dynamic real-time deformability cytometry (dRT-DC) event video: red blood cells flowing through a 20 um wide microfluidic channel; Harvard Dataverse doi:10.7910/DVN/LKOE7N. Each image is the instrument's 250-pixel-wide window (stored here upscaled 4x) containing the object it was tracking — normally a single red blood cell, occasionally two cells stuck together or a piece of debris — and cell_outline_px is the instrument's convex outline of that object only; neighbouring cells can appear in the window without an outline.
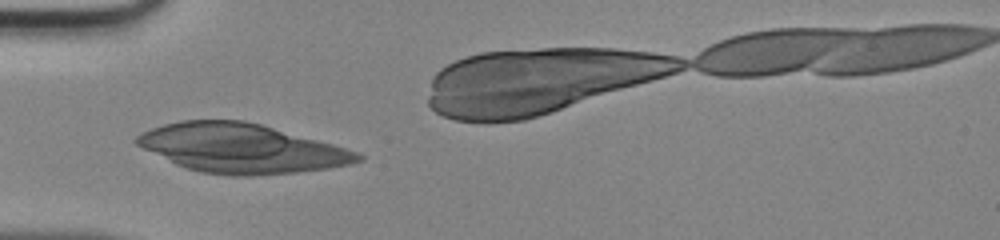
{"species": "human", "species_latin": "Homo sapiens", "temperature_condition": "room temperature", "stored_images_in_passage": 30, "camera_frame_rate_fps": 3000, "um_per_image_px": 0.085, "donor": {"sex": "male"}, "frame": {"image": 1, "passage_image": 1, "time_ms": 0.0, "image_size_px": [1000, 240], "cell_outline_px": [[364, 160], [352, 164], [328, 168], [296, 172], [252, 176], [232, 176], [200, 172], [176, 164], [136, 144], [132, 140], [136, 136], [152, 128], [164, 124], [180, 120], [244, 120], [260, 124], [332, 144], [360, 152], [364, 156]], "centroid_in_image_um": [20.54, 12.61], "position_along_channel_um": 64.5, "area_um2": 62.89}}
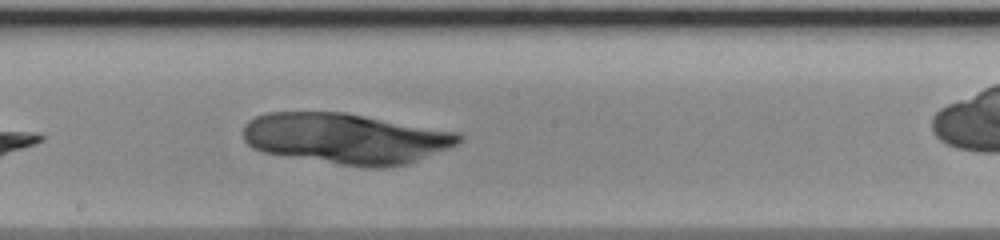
{"frame": {"image": 2, "passage_image": 12, "time_ms": 3.667, "image_size_px": [1000, 240], "cell_outline_px": [[464, 140], [460, 144], [408, 164], [388, 168], [364, 168], [264, 152], [252, 148], [244, 140], [244, 124], [248, 120], [256, 116], [268, 112], [344, 112], [460, 132], [464, 136]], "centroid_in_image_um": [29.46, 11.77], "position_along_channel_um": 218.7, "area_um2": 64.16}}
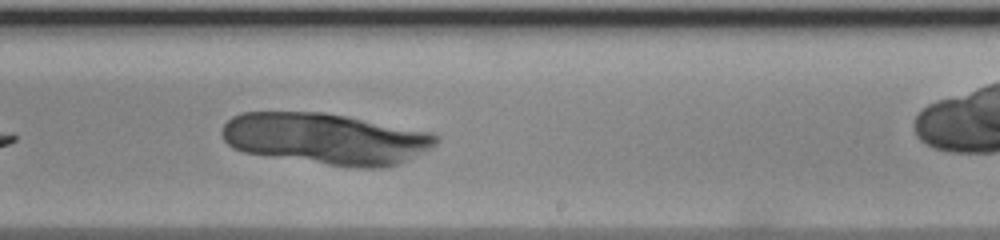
{"frame": {"image": 3, "passage_image": 15, "time_ms": 4.667, "image_size_px": [1000, 240], "cell_outline_px": [[440, 140], [432, 148], [400, 164], [388, 168], [352, 168], [244, 152], [232, 148], [224, 140], [220, 132], [224, 124], [232, 116], [244, 112], [324, 112], [348, 116], [432, 132], [440, 136]], "centroid_in_image_um": [27.74, 11.79], "position_along_channel_um": 261.3, "area_um2": 64.56}}